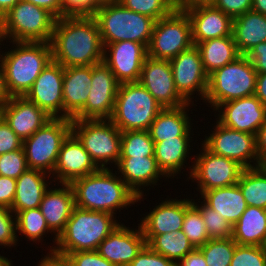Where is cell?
<instances>
[{"instance_id": "24", "label": "cell", "mask_w": 266, "mask_h": 266, "mask_svg": "<svg viewBox=\"0 0 266 266\" xmlns=\"http://www.w3.org/2000/svg\"><path fill=\"white\" fill-rule=\"evenodd\" d=\"M0 110L2 118L22 140L32 136L52 118L25 96L11 97Z\"/></svg>"}, {"instance_id": "61", "label": "cell", "mask_w": 266, "mask_h": 266, "mask_svg": "<svg viewBox=\"0 0 266 266\" xmlns=\"http://www.w3.org/2000/svg\"><path fill=\"white\" fill-rule=\"evenodd\" d=\"M251 10L266 15V0H252Z\"/></svg>"}, {"instance_id": "22", "label": "cell", "mask_w": 266, "mask_h": 266, "mask_svg": "<svg viewBox=\"0 0 266 266\" xmlns=\"http://www.w3.org/2000/svg\"><path fill=\"white\" fill-rule=\"evenodd\" d=\"M168 198L169 196L161 200V203L156 204L153 210L150 209L149 213L141 218L139 225L146 243L155 235L182 230L185 210L192 203V199Z\"/></svg>"}, {"instance_id": "28", "label": "cell", "mask_w": 266, "mask_h": 266, "mask_svg": "<svg viewBox=\"0 0 266 266\" xmlns=\"http://www.w3.org/2000/svg\"><path fill=\"white\" fill-rule=\"evenodd\" d=\"M195 104H184L177 108H163L148 129L154 142L173 137H191L193 134L189 109ZM190 106V107H189Z\"/></svg>"}, {"instance_id": "48", "label": "cell", "mask_w": 266, "mask_h": 266, "mask_svg": "<svg viewBox=\"0 0 266 266\" xmlns=\"http://www.w3.org/2000/svg\"><path fill=\"white\" fill-rule=\"evenodd\" d=\"M23 140L10 128L7 122L0 121V155L21 149Z\"/></svg>"}, {"instance_id": "27", "label": "cell", "mask_w": 266, "mask_h": 266, "mask_svg": "<svg viewBox=\"0 0 266 266\" xmlns=\"http://www.w3.org/2000/svg\"><path fill=\"white\" fill-rule=\"evenodd\" d=\"M91 82V65L64 68L63 118L72 119L84 107Z\"/></svg>"}, {"instance_id": "42", "label": "cell", "mask_w": 266, "mask_h": 266, "mask_svg": "<svg viewBox=\"0 0 266 266\" xmlns=\"http://www.w3.org/2000/svg\"><path fill=\"white\" fill-rule=\"evenodd\" d=\"M125 8L146 15L155 21L168 16L175 8L174 0H117Z\"/></svg>"}, {"instance_id": "45", "label": "cell", "mask_w": 266, "mask_h": 266, "mask_svg": "<svg viewBox=\"0 0 266 266\" xmlns=\"http://www.w3.org/2000/svg\"><path fill=\"white\" fill-rule=\"evenodd\" d=\"M18 237L15 214L10 208L0 206V248L16 247Z\"/></svg>"}, {"instance_id": "38", "label": "cell", "mask_w": 266, "mask_h": 266, "mask_svg": "<svg viewBox=\"0 0 266 266\" xmlns=\"http://www.w3.org/2000/svg\"><path fill=\"white\" fill-rule=\"evenodd\" d=\"M154 156V141L148 130L121 132L120 157Z\"/></svg>"}, {"instance_id": "12", "label": "cell", "mask_w": 266, "mask_h": 266, "mask_svg": "<svg viewBox=\"0 0 266 266\" xmlns=\"http://www.w3.org/2000/svg\"><path fill=\"white\" fill-rule=\"evenodd\" d=\"M200 154H196L187 179L197 184L201 195L214 188L232 186L238 183L244 167L237 161L210 152L203 144ZM192 167V168H191Z\"/></svg>"}, {"instance_id": "41", "label": "cell", "mask_w": 266, "mask_h": 266, "mask_svg": "<svg viewBox=\"0 0 266 266\" xmlns=\"http://www.w3.org/2000/svg\"><path fill=\"white\" fill-rule=\"evenodd\" d=\"M182 231L195 248L204 245L209 240L200 210L193 203L185 210Z\"/></svg>"}, {"instance_id": "57", "label": "cell", "mask_w": 266, "mask_h": 266, "mask_svg": "<svg viewBox=\"0 0 266 266\" xmlns=\"http://www.w3.org/2000/svg\"><path fill=\"white\" fill-rule=\"evenodd\" d=\"M254 95L266 106V73H257Z\"/></svg>"}, {"instance_id": "10", "label": "cell", "mask_w": 266, "mask_h": 266, "mask_svg": "<svg viewBox=\"0 0 266 266\" xmlns=\"http://www.w3.org/2000/svg\"><path fill=\"white\" fill-rule=\"evenodd\" d=\"M71 133V119L51 118L32 136L23 140L29 169L43 171L50 176L55 169L63 141Z\"/></svg>"}, {"instance_id": "35", "label": "cell", "mask_w": 266, "mask_h": 266, "mask_svg": "<svg viewBox=\"0 0 266 266\" xmlns=\"http://www.w3.org/2000/svg\"><path fill=\"white\" fill-rule=\"evenodd\" d=\"M237 184L248 206L266 209V172L260 166L244 168Z\"/></svg>"}, {"instance_id": "54", "label": "cell", "mask_w": 266, "mask_h": 266, "mask_svg": "<svg viewBox=\"0 0 266 266\" xmlns=\"http://www.w3.org/2000/svg\"><path fill=\"white\" fill-rule=\"evenodd\" d=\"M33 3L51 12L56 18L63 17V3L62 0H22Z\"/></svg>"}, {"instance_id": "31", "label": "cell", "mask_w": 266, "mask_h": 266, "mask_svg": "<svg viewBox=\"0 0 266 266\" xmlns=\"http://www.w3.org/2000/svg\"><path fill=\"white\" fill-rule=\"evenodd\" d=\"M232 35L240 55L266 42V15L253 10L233 18Z\"/></svg>"}, {"instance_id": "52", "label": "cell", "mask_w": 266, "mask_h": 266, "mask_svg": "<svg viewBox=\"0 0 266 266\" xmlns=\"http://www.w3.org/2000/svg\"><path fill=\"white\" fill-rule=\"evenodd\" d=\"M63 16L89 15V0H62Z\"/></svg>"}, {"instance_id": "8", "label": "cell", "mask_w": 266, "mask_h": 266, "mask_svg": "<svg viewBox=\"0 0 266 266\" xmlns=\"http://www.w3.org/2000/svg\"><path fill=\"white\" fill-rule=\"evenodd\" d=\"M257 71L246 55L208 75L204 102L214 110L219 104L254 95Z\"/></svg>"}, {"instance_id": "4", "label": "cell", "mask_w": 266, "mask_h": 266, "mask_svg": "<svg viewBox=\"0 0 266 266\" xmlns=\"http://www.w3.org/2000/svg\"><path fill=\"white\" fill-rule=\"evenodd\" d=\"M120 224L113 214L75 206L64 230L57 237L56 246L52 245L48 250H56L65 255L79 251H95Z\"/></svg>"}, {"instance_id": "33", "label": "cell", "mask_w": 266, "mask_h": 266, "mask_svg": "<svg viewBox=\"0 0 266 266\" xmlns=\"http://www.w3.org/2000/svg\"><path fill=\"white\" fill-rule=\"evenodd\" d=\"M266 236V209L248 206L232 226V239L238 245L260 246Z\"/></svg>"}, {"instance_id": "64", "label": "cell", "mask_w": 266, "mask_h": 266, "mask_svg": "<svg viewBox=\"0 0 266 266\" xmlns=\"http://www.w3.org/2000/svg\"><path fill=\"white\" fill-rule=\"evenodd\" d=\"M259 166L266 172V158L260 161Z\"/></svg>"}, {"instance_id": "39", "label": "cell", "mask_w": 266, "mask_h": 266, "mask_svg": "<svg viewBox=\"0 0 266 266\" xmlns=\"http://www.w3.org/2000/svg\"><path fill=\"white\" fill-rule=\"evenodd\" d=\"M237 243L232 239H209L198 247L208 266H230Z\"/></svg>"}, {"instance_id": "20", "label": "cell", "mask_w": 266, "mask_h": 266, "mask_svg": "<svg viewBox=\"0 0 266 266\" xmlns=\"http://www.w3.org/2000/svg\"><path fill=\"white\" fill-rule=\"evenodd\" d=\"M100 168L91 159L83 144L71 132L63 141L55 169L54 183L71 184L74 180L95 173Z\"/></svg>"}, {"instance_id": "66", "label": "cell", "mask_w": 266, "mask_h": 266, "mask_svg": "<svg viewBox=\"0 0 266 266\" xmlns=\"http://www.w3.org/2000/svg\"><path fill=\"white\" fill-rule=\"evenodd\" d=\"M3 118H2V113H1V110H0V121L2 120Z\"/></svg>"}, {"instance_id": "18", "label": "cell", "mask_w": 266, "mask_h": 266, "mask_svg": "<svg viewBox=\"0 0 266 266\" xmlns=\"http://www.w3.org/2000/svg\"><path fill=\"white\" fill-rule=\"evenodd\" d=\"M64 67L51 61L40 73L25 97L52 118H63Z\"/></svg>"}, {"instance_id": "55", "label": "cell", "mask_w": 266, "mask_h": 266, "mask_svg": "<svg viewBox=\"0 0 266 266\" xmlns=\"http://www.w3.org/2000/svg\"><path fill=\"white\" fill-rule=\"evenodd\" d=\"M175 266H208L202 252L195 248L175 263Z\"/></svg>"}, {"instance_id": "65", "label": "cell", "mask_w": 266, "mask_h": 266, "mask_svg": "<svg viewBox=\"0 0 266 266\" xmlns=\"http://www.w3.org/2000/svg\"><path fill=\"white\" fill-rule=\"evenodd\" d=\"M260 247L264 251V253L266 254V236L264 237Z\"/></svg>"}, {"instance_id": "23", "label": "cell", "mask_w": 266, "mask_h": 266, "mask_svg": "<svg viewBox=\"0 0 266 266\" xmlns=\"http://www.w3.org/2000/svg\"><path fill=\"white\" fill-rule=\"evenodd\" d=\"M190 19L193 44L232 35L233 18L213 4L183 9Z\"/></svg>"}, {"instance_id": "40", "label": "cell", "mask_w": 266, "mask_h": 266, "mask_svg": "<svg viewBox=\"0 0 266 266\" xmlns=\"http://www.w3.org/2000/svg\"><path fill=\"white\" fill-rule=\"evenodd\" d=\"M200 198L192 199V203L200 210L209 239H228L232 237V226L220 213L208 207Z\"/></svg>"}, {"instance_id": "56", "label": "cell", "mask_w": 266, "mask_h": 266, "mask_svg": "<svg viewBox=\"0 0 266 266\" xmlns=\"http://www.w3.org/2000/svg\"><path fill=\"white\" fill-rule=\"evenodd\" d=\"M256 149L260 161L266 158V121L258 129L256 134Z\"/></svg>"}, {"instance_id": "32", "label": "cell", "mask_w": 266, "mask_h": 266, "mask_svg": "<svg viewBox=\"0 0 266 266\" xmlns=\"http://www.w3.org/2000/svg\"><path fill=\"white\" fill-rule=\"evenodd\" d=\"M203 202L234 225L248 207L238 184L204 191Z\"/></svg>"}, {"instance_id": "47", "label": "cell", "mask_w": 266, "mask_h": 266, "mask_svg": "<svg viewBox=\"0 0 266 266\" xmlns=\"http://www.w3.org/2000/svg\"><path fill=\"white\" fill-rule=\"evenodd\" d=\"M72 266H115L95 251H79L67 254Z\"/></svg>"}, {"instance_id": "51", "label": "cell", "mask_w": 266, "mask_h": 266, "mask_svg": "<svg viewBox=\"0 0 266 266\" xmlns=\"http://www.w3.org/2000/svg\"><path fill=\"white\" fill-rule=\"evenodd\" d=\"M257 73H266V42L259 43L247 54Z\"/></svg>"}, {"instance_id": "13", "label": "cell", "mask_w": 266, "mask_h": 266, "mask_svg": "<svg viewBox=\"0 0 266 266\" xmlns=\"http://www.w3.org/2000/svg\"><path fill=\"white\" fill-rule=\"evenodd\" d=\"M213 129H211L212 133H209L210 135L205 136V139L201 141L210 152L235 160L244 168L259 166L256 135L228 128L217 120Z\"/></svg>"}, {"instance_id": "3", "label": "cell", "mask_w": 266, "mask_h": 266, "mask_svg": "<svg viewBox=\"0 0 266 266\" xmlns=\"http://www.w3.org/2000/svg\"><path fill=\"white\" fill-rule=\"evenodd\" d=\"M10 44V51H0L7 88L11 97L25 96L42 70L52 61L51 45L48 42L17 41Z\"/></svg>"}, {"instance_id": "63", "label": "cell", "mask_w": 266, "mask_h": 266, "mask_svg": "<svg viewBox=\"0 0 266 266\" xmlns=\"http://www.w3.org/2000/svg\"><path fill=\"white\" fill-rule=\"evenodd\" d=\"M12 260L9 258H7V257H5V256H1V254H0V266H14L13 264H12Z\"/></svg>"}, {"instance_id": "15", "label": "cell", "mask_w": 266, "mask_h": 266, "mask_svg": "<svg viewBox=\"0 0 266 266\" xmlns=\"http://www.w3.org/2000/svg\"><path fill=\"white\" fill-rule=\"evenodd\" d=\"M174 85L179 95L190 104H194L195 93L205 100L208 74L205 72L199 49L193 45L170 60ZM193 95V97H192Z\"/></svg>"}, {"instance_id": "34", "label": "cell", "mask_w": 266, "mask_h": 266, "mask_svg": "<svg viewBox=\"0 0 266 266\" xmlns=\"http://www.w3.org/2000/svg\"><path fill=\"white\" fill-rule=\"evenodd\" d=\"M196 47L200 51L203 67L208 75L240 56L233 35L209 39L197 43Z\"/></svg>"}, {"instance_id": "37", "label": "cell", "mask_w": 266, "mask_h": 266, "mask_svg": "<svg viewBox=\"0 0 266 266\" xmlns=\"http://www.w3.org/2000/svg\"><path fill=\"white\" fill-rule=\"evenodd\" d=\"M15 216L18 235L20 233L22 237L25 236V239L27 238L29 241L41 243L44 241L43 235L46 237L48 232L55 235L47 226L40 208L19 211Z\"/></svg>"}, {"instance_id": "43", "label": "cell", "mask_w": 266, "mask_h": 266, "mask_svg": "<svg viewBox=\"0 0 266 266\" xmlns=\"http://www.w3.org/2000/svg\"><path fill=\"white\" fill-rule=\"evenodd\" d=\"M28 169L23 147L0 155V176L17 179Z\"/></svg>"}, {"instance_id": "14", "label": "cell", "mask_w": 266, "mask_h": 266, "mask_svg": "<svg viewBox=\"0 0 266 266\" xmlns=\"http://www.w3.org/2000/svg\"><path fill=\"white\" fill-rule=\"evenodd\" d=\"M91 84L87 102L71 119H110L120 83L102 61L91 65Z\"/></svg>"}, {"instance_id": "53", "label": "cell", "mask_w": 266, "mask_h": 266, "mask_svg": "<svg viewBox=\"0 0 266 266\" xmlns=\"http://www.w3.org/2000/svg\"><path fill=\"white\" fill-rule=\"evenodd\" d=\"M43 258V259H42ZM39 260L37 266H72L68 255L50 250Z\"/></svg>"}, {"instance_id": "21", "label": "cell", "mask_w": 266, "mask_h": 266, "mask_svg": "<svg viewBox=\"0 0 266 266\" xmlns=\"http://www.w3.org/2000/svg\"><path fill=\"white\" fill-rule=\"evenodd\" d=\"M137 227L134 229L121 223L99 244L96 251L115 266H128L147 244L140 225Z\"/></svg>"}, {"instance_id": "26", "label": "cell", "mask_w": 266, "mask_h": 266, "mask_svg": "<svg viewBox=\"0 0 266 266\" xmlns=\"http://www.w3.org/2000/svg\"><path fill=\"white\" fill-rule=\"evenodd\" d=\"M54 186L46 190L39 208L47 226L55 234L52 242L56 245L57 237L64 230L75 207V195L71 184L55 183Z\"/></svg>"}, {"instance_id": "58", "label": "cell", "mask_w": 266, "mask_h": 266, "mask_svg": "<svg viewBox=\"0 0 266 266\" xmlns=\"http://www.w3.org/2000/svg\"><path fill=\"white\" fill-rule=\"evenodd\" d=\"M10 99H11V95L9 94V91L7 88L4 69L0 61V107L3 106Z\"/></svg>"}, {"instance_id": "25", "label": "cell", "mask_w": 266, "mask_h": 266, "mask_svg": "<svg viewBox=\"0 0 266 266\" xmlns=\"http://www.w3.org/2000/svg\"><path fill=\"white\" fill-rule=\"evenodd\" d=\"M113 167H117L116 172L121 176L120 178L137 195V203L147 196L146 192L144 195L143 190L149 192L150 186L153 185L152 188H154L160 179L166 177L159 169L155 156L120 157L117 165Z\"/></svg>"}, {"instance_id": "30", "label": "cell", "mask_w": 266, "mask_h": 266, "mask_svg": "<svg viewBox=\"0 0 266 266\" xmlns=\"http://www.w3.org/2000/svg\"><path fill=\"white\" fill-rule=\"evenodd\" d=\"M191 138L193 137H173L154 142V156L159 169L166 176L165 180L171 177L174 179L177 174L180 175L183 166L186 168L189 154L191 155L190 143L194 141Z\"/></svg>"}, {"instance_id": "2", "label": "cell", "mask_w": 266, "mask_h": 266, "mask_svg": "<svg viewBox=\"0 0 266 266\" xmlns=\"http://www.w3.org/2000/svg\"><path fill=\"white\" fill-rule=\"evenodd\" d=\"M111 168H100L97 172L78 178L71 183L75 195V206L116 215L124 208L137 204V195Z\"/></svg>"}, {"instance_id": "7", "label": "cell", "mask_w": 266, "mask_h": 266, "mask_svg": "<svg viewBox=\"0 0 266 266\" xmlns=\"http://www.w3.org/2000/svg\"><path fill=\"white\" fill-rule=\"evenodd\" d=\"M163 107L140 82L119 85L111 118L121 132L148 130Z\"/></svg>"}, {"instance_id": "29", "label": "cell", "mask_w": 266, "mask_h": 266, "mask_svg": "<svg viewBox=\"0 0 266 266\" xmlns=\"http://www.w3.org/2000/svg\"><path fill=\"white\" fill-rule=\"evenodd\" d=\"M51 179L52 176L40 170L28 169L22 173L16 179V193L10 210L16 214L19 211L39 208L44 193L53 183Z\"/></svg>"}, {"instance_id": "50", "label": "cell", "mask_w": 266, "mask_h": 266, "mask_svg": "<svg viewBox=\"0 0 266 266\" xmlns=\"http://www.w3.org/2000/svg\"><path fill=\"white\" fill-rule=\"evenodd\" d=\"M16 193V179L0 176V206L11 208Z\"/></svg>"}, {"instance_id": "46", "label": "cell", "mask_w": 266, "mask_h": 266, "mask_svg": "<svg viewBox=\"0 0 266 266\" xmlns=\"http://www.w3.org/2000/svg\"><path fill=\"white\" fill-rule=\"evenodd\" d=\"M128 266H175V262L154 252L146 244Z\"/></svg>"}, {"instance_id": "49", "label": "cell", "mask_w": 266, "mask_h": 266, "mask_svg": "<svg viewBox=\"0 0 266 266\" xmlns=\"http://www.w3.org/2000/svg\"><path fill=\"white\" fill-rule=\"evenodd\" d=\"M213 5L223 13L235 18L252 8V0H216Z\"/></svg>"}, {"instance_id": "19", "label": "cell", "mask_w": 266, "mask_h": 266, "mask_svg": "<svg viewBox=\"0 0 266 266\" xmlns=\"http://www.w3.org/2000/svg\"><path fill=\"white\" fill-rule=\"evenodd\" d=\"M139 82L163 108H177L187 104L175 88L170 60L147 57Z\"/></svg>"}, {"instance_id": "60", "label": "cell", "mask_w": 266, "mask_h": 266, "mask_svg": "<svg viewBox=\"0 0 266 266\" xmlns=\"http://www.w3.org/2000/svg\"><path fill=\"white\" fill-rule=\"evenodd\" d=\"M20 0H0V19Z\"/></svg>"}, {"instance_id": "44", "label": "cell", "mask_w": 266, "mask_h": 266, "mask_svg": "<svg viewBox=\"0 0 266 266\" xmlns=\"http://www.w3.org/2000/svg\"><path fill=\"white\" fill-rule=\"evenodd\" d=\"M230 266H266V254L260 246L237 244Z\"/></svg>"}, {"instance_id": "36", "label": "cell", "mask_w": 266, "mask_h": 266, "mask_svg": "<svg viewBox=\"0 0 266 266\" xmlns=\"http://www.w3.org/2000/svg\"><path fill=\"white\" fill-rule=\"evenodd\" d=\"M147 245L175 263L195 249L182 230L155 235Z\"/></svg>"}, {"instance_id": "17", "label": "cell", "mask_w": 266, "mask_h": 266, "mask_svg": "<svg viewBox=\"0 0 266 266\" xmlns=\"http://www.w3.org/2000/svg\"><path fill=\"white\" fill-rule=\"evenodd\" d=\"M214 111L221 125L252 135L266 121V106L255 95L219 104Z\"/></svg>"}, {"instance_id": "1", "label": "cell", "mask_w": 266, "mask_h": 266, "mask_svg": "<svg viewBox=\"0 0 266 266\" xmlns=\"http://www.w3.org/2000/svg\"><path fill=\"white\" fill-rule=\"evenodd\" d=\"M52 61L65 67L95 65L103 61L104 46L92 15L57 18L50 41Z\"/></svg>"}, {"instance_id": "11", "label": "cell", "mask_w": 266, "mask_h": 266, "mask_svg": "<svg viewBox=\"0 0 266 266\" xmlns=\"http://www.w3.org/2000/svg\"><path fill=\"white\" fill-rule=\"evenodd\" d=\"M193 45L190 19L184 10L175 8L168 16L155 21L148 57L171 60Z\"/></svg>"}, {"instance_id": "62", "label": "cell", "mask_w": 266, "mask_h": 266, "mask_svg": "<svg viewBox=\"0 0 266 266\" xmlns=\"http://www.w3.org/2000/svg\"><path fill=\"white\" fill-rule=\"evenodd\" d=\"M116 0H89V15H93L95 10L101 6Z\"/></svg>"}, {"instance_id": "5", "label": "cell", "mask_w": 266, "mask_h": 266, "mask_svg": "<svg viewBox=\"0 0 266 266\" xmlns=\"http://www.w3.org/2000/svg\"><path fill=\"white\" fill-rule=\"evenodd\" d=\"M98 26L103 46L130 40L150 44L155 20L125 8L119 1L99 6L92 15Z\"/></svg>"}, {"instance_id": "6", "label": "cell", "mask_w": 266, "mask_h": 266, "mask_svg": "<svg viewBox=\"0 0 266 266\" xmlns=\"http://www.w3.org/2000/svg\"><path fill=\"white\" fill-rule=\"evenodd\" d=\"M56 19L48 10L20 0L0 19L1 42L50 43Z\"/></svg>"}, {"instance_id": "59", "label": "cell", "mask_w": 266, "mask_h": 266, "mask_svg": "<svg viewBox=\"0 0 266 266\" xmlns=\"http://www.w3.org/2000/svg\"><path fill=\"white\" fill-rule=\"evenodd\" d=\"M216 0H174L175 6L178 9H186L192 6L198 5H210L213 4Z\"/></svg>"}, {"instance_id": "9", "label": "cell", "mask_w": 266, "mask_h": 266, "mask_svg": "<svg viewBox=\"0 0 266 266\" xmlns=\"http://www.w3.org/2000/svg\"><path fill=\"white\" fill-rule=\"evenodd\" d=\"M71 132L99 168L119 162L121 131L109 119L71 120Z\"/></svg>"}, {"instance_id": "16", "label": "cell", "mask_w": 266, "mask_h": 266, "mask_svg": "<svg viewBox=\"0 0 266 266\" xmlns=\"http://www.w3.org/2000/svg\"><path fill=\"white\" fill-rule=\"evenodd\" d=\"M148 57V48L141 43L124 40L104 46L103 62L111 69L117 81L139 82L142 66Z\"/></svg>"}]
</instances>
